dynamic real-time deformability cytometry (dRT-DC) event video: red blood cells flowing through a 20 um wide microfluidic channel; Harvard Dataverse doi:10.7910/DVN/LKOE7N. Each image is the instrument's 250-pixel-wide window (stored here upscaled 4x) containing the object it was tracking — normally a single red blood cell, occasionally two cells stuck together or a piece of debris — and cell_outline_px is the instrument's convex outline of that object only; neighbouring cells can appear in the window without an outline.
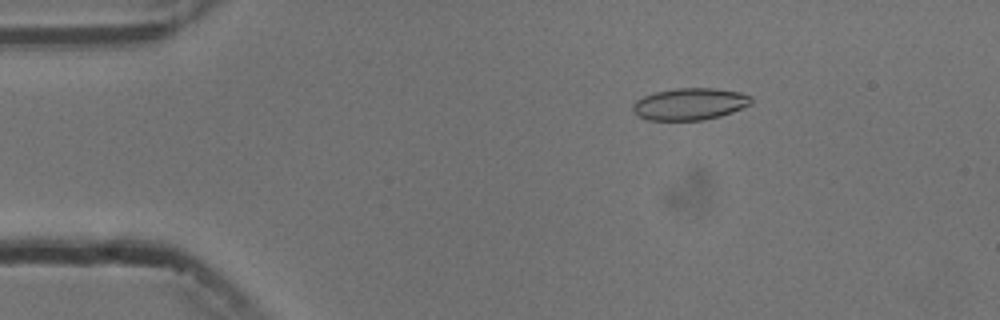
{"species": "common noctule bat (a hibernating species)", "species_latin": "Nyctalus noctula", "temperature_condition": "cold", "stored_images_in_passage": 5, "camera_frame_rate_fps": 3000, "um_per_image_px": 0.085, "animal": {"sex": "male", "body_mass_g": 13.3}, "frame": {"image": 1, "passage_image": 3, "time_ms": 2.667, "image_size_px": [1000, 320], "cell_outline_px": [[752, 104], [732, 112], [720, 116], [704, 120], [648, 120], [640, 116], [632, 108], [632, 104], [636, 100], [644, 96], [656, 92], [676, 88], [716, 88], [740, 92], [752, 96]], "centroid_in_image_um": [58.67, 8.83], "position_along_channel_um": 26.3, "area_um2": 22.02}}
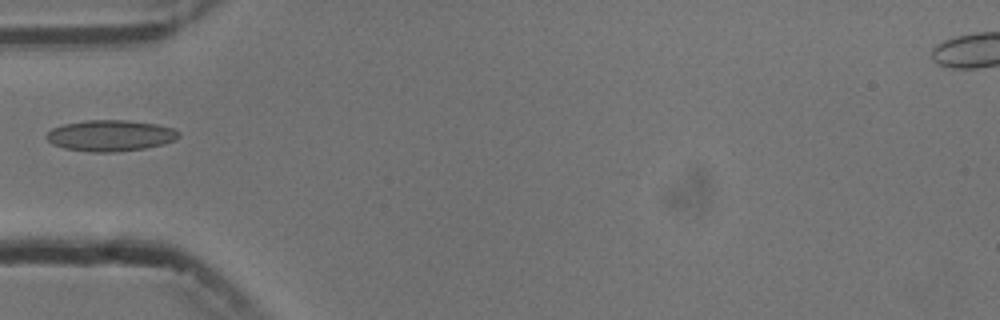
{"frame": {"image": 2, "passage_image": 5, "time_ms": 5.667, "image_size_px": [1000, 320], "cell_outline_px": [[180, 136], [176, 140], [144, 148], [116, 152], [92, 152], [64, 148], [52, 144], [44, 136], [52, 128], [64, 124], [84, 120], [128, 120], [156, 124], [172, 128], [180, 132]], "centroid_in_image_um": [9.37, 11.52], "position_along_channel_um": 75.6, "area_um2": 23.99}}